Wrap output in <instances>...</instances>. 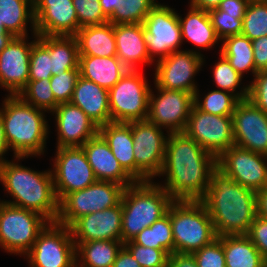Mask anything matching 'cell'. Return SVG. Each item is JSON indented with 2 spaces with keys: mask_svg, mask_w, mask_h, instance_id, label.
<instances>
[{
  "mask_svg": "<svg viewBox=\"0 0 267 267\" xmlns=\"http://www.w3.org/2000/svg\"><path fill=\"white\" fill-rule=\"evenodd\" d=\"M217 169V157L184 132L168 133L165 157L159 176L161 185L174 200H201Z\"/></svg>",
  "mask_w": 267,
  "mask_h": 267,
  "instance_id": "1",
  "label": "cell"
},
{
  "mask_svg": "<svg viewBox=\"0 0 267 267\" xmlns=\"http://www.w3.org/2000/svg\"><path fill=\"white\" fill-rule=\"evenodd\" d=\"M201 201L217 237L247 235L257 216L256 192L235 182L218 168L212 173Z\"/></svg>",
  "mask_w": 267,
  "mask_h": 267,
  "instance_id": "2",
  "label": "cell"
},
{
  "mask_svg": "<svg viewBox=\"0 0 267 267\" xmlns=\"http://www.w3.org/2000/svg\"><path fill=\"white\" fill-rule=\"evenodd\" d=\"M0 182L13 197V201L2 202L34 211L49 222H56L59 201L50 170L38 172L19 165L18 162L7 161L0 167Z\"/></svg>",
  "mask_w": 267,
  "mask_h": 267,
  "instance_id": "3",
  "label": "cell"
},
{
  "mask_svg": "<svg viewBox=\"0 0 267 267\" xmlns=\"http://www.w3.org/2000/svg\"><path fill=\"white\" fill-rule=\"evenodd\" d=\"M0 114L5 138L14 151L15 160L44 154L49 127L43 110L25 102L19 95H8Z\"/></svg>",
  "mask_w": 267,
  "mask_h": 267,
  "instance_id": "4",
  "label": "cell"
},
{
  "mask_svg": "<svg viewBox=\"0 0 267 267\" xmlns=\"http://www.w3.org/2000/svg\"><path fill=\"white\" fill-rule=\"evenodd\" d=\"M154 183L136 182L125 188L121 199L123 243L132 240L144 228L165 216L174 201L162 186Z\"/></svg>",
  "mask_w": 267,
  "mask_h": 267,
  "instance_id": "5",
  "label": "cell"
},
{
  "mask_svg": "<svg viewBox=\"0 0 267 267\" xmlns=\"http://www.w3.org/2000/svg\"><path fill=\"white\" fill-rule=\"evenodd\" d=\"M167 214L172 225L174 253L192 254L217 238L201 200H174Z\"/></svg>",
  "mask_w": 267,
  "mask_h": 267,
  "instance_id": "6",
  "label": "cell"
},
{
  "mask_svg": "<svg viewBox=\"0 0 267 267\" xmlns=\"http://www.w3.org/2000/svg\"><path fill=\"white\" fill-rule=\"evenodd\" d=\"M49 221L31 210L0 201V246L8 253L25 255Z\"/></svg>",
  "mask_w": 267,
  "mask_h": 267,
  "instance_id": "7",
  "label": "cell"
},
{
  "mask_svg": "<svg viewBox=\"0 0 267 267\" xmlns=\"http://www.w3.org/2000/svg\"><path fill=\"white\" fill-rule=\"evenodd\" d=\"M150 86L138 70H127L109 90L111 122L130 123L147 120Z\"/></svg>",
  "mask_w": 267,
  "mask_h": 267,
  "instance_id": "8",
  "label": "cell"
},
{
  "mask_svg": "<svg viewBox=\"0 0 267 267\" xmlns=\"http://www.w3.org/2000/svg\"><path fill=\"white\" fill-rule=\"evenodd\" d=\"M125 187L111 181H96L88 187L67 194L59 202L57 223L70 227L87 214L102 211L121 202Z\"/></svg>",
  "mask_w": 267,
  "mask_h": 267,
  "instance_id": "9",
  "label": "cell"
},
{
  "mask_svg": "<svg viewBox=\"0 0 267 267\" xmlns=\"http://www.w3.org/2000/svg\"><path fill=\"white\" fill-rule=\"evenodd\" d=\"M25 256L30 267H76V245L70 227L49 222Z\"/></svg>",
  "mask_w": 267,
  "mask_h": 267,
  "instance_id": "10",
  "label": "cell"
},
{
  "mask_svg": "<svg viewBox=\"0 0 267 267\" xmlns=\"http://www.w3.org/2000/svg\"><path fill=\"white\" fill-rule=\"evenodd\" d=\"M167 136L162 128L148 120L132 122V138L135 158V181H152L161 172Z\"/></svg>",
  "mask_w": 267,
  "mask_h": 267,
  "instance_id": "11",
  "label": "cell"
},
{
  "mask_svg": "<svg viewBox=\"0 0 267 267\" xmlns=\"http://www.w3.org/2000/svg\"><path fill=\"white\" fill-rule=\"evenodd\" d=\"M51 170L55 193L60 202L67 194L82 190L97 181L83 148H57Z\"/></svg>",
  "mask_w": 267,
  "mask_h": 267,
  "instance_id": "12",
  "label": "cell"
},
{
  "mask_svg": "<svg viewBox=\"0 0 267 267\" xmlns=\"http://www.w3.org/2000/svg\"><path fill=\"white\" fill-rule=\"evenodd\" d=\"M167 5L158 3L144 19L143 35L149 57L154 61L178 51L181 46V27L178 14Z\"/></svg>",
  "mask_w": 267,
  "mask_h": 267,
  "instance_id": "13",
  "label": "cell"
},
{
  "mask_svg": "<svg viewBox=\"0 0 267 267\" xmlns=\"http://www.w3.org/2000/svg\"><path fill=\"white\" fill-rule=\"evenodd\" d=\"M184 133L217 158L235 145L232 116H219L192 107Z\"/></svg>",
  "mask_w": 267,
  "mask_h": 267,
  "instance_id": "14",
  "label": "cell"
},
{
  "mask_svg": "<svg viewBox=\"0 0 267 267\" xmlns=\"http://www.w3.org/2000/svg\"><path fill=\"white\" fill-rule=\"evenodd\" d=\"M217 168L255 192L267 187V155L234 145L217 158Z\"/></svg>",
  "mask_w": 267,
  "mask_h": 267,
  "instance_id": "15",
  "label": "cell"
},
{
  "mask_svg": "<svg viewBox=\"0 0 267 267\" xmlns=\"http://www.w3.org/2000/svg\"><path fill=\"white\" fill-rule=\"evenodd\" d=\"M156 89L159 94L157 96L153 94L152 89L150 90L147 120L167 129V134L184 132L194 106V94L162 87Z\"/></svg>",
  "mask_w": 267,
  "mask_h": 267,
  "instance_id": "16",
  "label": "cell"
},
{
  "mask_svg": "<svg viewBox=\"0 0 267 267\" xmlns=\"http://www.w3.org/2000/svg\"><path fill=\"white\" fill-rule=\"evenodd\" d=\"M156 62L155 87L192 94L198 90L193 77L201 70L203 54L194 50H178Z\"/></svg>",
  "mask_w": 267,
  "mask_h": 267,
  "instance_id": "17",
  "label": "cell"
},
{
  "mask_svg": "<svg viewBox=\"0 0 267 267\" xmlns=\"http://www.w3.org/2000/svg\"><path fill=\"white\" fill-rule=\"evenodd\" d=\"M232 118L235 145L267 155V113L244 99L238 102Z\"/></svg>",
  "mask_w": 267,
  "mask_h": 267,
  "instance_id": "18",
  "label": "cell"
},
{
  "mask_svg": "<svg viewBox=\"0 0 267 267\" xmlns=\"http://www.w3.org/2000/svg\"><path fill=\"white\" fill-rule=\"evenodd\" d=\"M30 43L27 36L12 37L0 53V86L9 95H18L29 81V60L33 43L38 35L34 34Z\"/></svg>",
  "mask_w": 267,
  "mask_h": 267,
  "instance_id": "19",
  "label": "cell"
},
{
  "mask_svg": "<svg viewBox=\"0 0 267 267\" xmlns=\"http://www.w3.org/2000/svg\"><path fill=\"white\" fill-rule=\"evenodd\" d=\"M37 35L75 36L79 23L72 0H33Z\"/></svg>",
  "mask_w": 267,
  "mask_h": 267,
  "instance_id": "20",
  "label": "cell"
},
{
  "mask_svg": "<svg viewBox=\"0 0 267 267\" xmlns=\"http://www.w3.org/2000/svg\"><path fill=\"white\" fill-rule=\"evenodd\" d=\"M122 215L123 208L120 202L114 207L80 217L70 226L74 243L96 240L122 241Z\"/></svg>",
  "mask_w": 267,
  "mask_h": 267,
  "instance_id": "21",
  "label": "cell"
},
{
  "mask_svg": "<svg viewBox=\"0 0 267 267\" xmlns=\"http://www.w3.org/2000/svg\"><path fill=\"white\" fill-rule=\"evenodd\" d=\"M52 114L56 115L58 131L56 148L80 147L99 132V127L71 102L58 104Z\"/></svg>",
  "mask_w": 267,
  "mask_h": 267,
  "instance_id": "22",
  "label": "cell"
},
{
  "mask_svg": "<svg viewBox=\"0 0 267 267\" xmlns=\"http://www.w3.org/2000/svg\"><path fill=\"white\" fill-rule=\"evenodd\" d=\"M81 147L97 181H111L123 185L125 188L136 183L122 168L108 143L99 133L87 140Z\"/></svg>",
  "mask_w": 267,
  "mask_h": 267,
  "instance_id": "23",
  "label": "cell"
},
{
  "mask_svg": "<svg viewBox=\"0 0 267 267\" xmlns=\"http://www.w3.org/2000/svg\"><path fill=\"white\" fill-rule=\"evenodd\" d=\"M116 57L130 70H138L139 64H149L143 24H114Z\"/></svg>",
  "mask_w": 267,
  "mask_h": 267,
  "instance_id": "24",
  "label": "cell"
},
{
  "mask_svg": "<svg viewBox=\"0 0 267 267\" xmlns=\"http://www.w3.org/2000/svg\"><path fill=\"white\" fill-rule=\"evenodd\" d=\"M98 127L111 122L109 91L81 76L76 82L72 99Z\"/></svg>",
  "mask_w": 267,
  "mask_h": 267,
  "instance_id": "25",
  "label": "cell"
},
{
  "mask_svg": "<svg viewBox=\"0 0 267 267\" xmlns=\"http://www.w3.org/2000/svg\"><path fill=\"white\" fill-rule=\"evenodd\" d=\"M108 143L122 168L135 180V158L132 138V122H110L99 127L98 132Z\"/></svg>",
  "mask_w": 267,
  "mask_h": 267,
  "instance_id": "26",
  "label": "cell"
},
{
  "mask_svg": "<svg viewBox=\"0 0 267 267\" xmlns=\"http://www.w3.org/2000/svg\"><path fill=\"white\" fill-rule=\"evenodd\" d=\"M80 76L110 90L129 70L116 56H79Z\"/></svg>",
  "mask_w": 267,
  "mask_h": 267,
  "instance_id": "27",
  "label": "cell"
},
{
  "mask_svg": "<svg viewBox=\"0 0 267 267\" xmlns=\"http://www.w3.org/2000/svg\"><path fill=\"white\" fill-rule=\"evenodd\" d=\"M75 38L78 43L79 56H116L112 23L82 27L75 34Z\"/></svg>",
  "mask_w": 267,
  "mask_h": 267,
  "instance_id": "28",
  "label": "cell"
},
{
  "mask_svg": "<svg viewBox=\"0 0 267 267\" xmlns=\"http://www.w3.org/2000/svg\"><path fill=\"white\" fill-rule=\"evenodd\" d=\"M181 27V38L191 42L196 47L209 49L220 40L212 26L208 11L190 6V10L182 18L178 14Z\"/></svg>",
  "mask_w": 267,
  "mask_h": 267,
  "instance_id": "29",
  "label": "cell"
},
{
  "mask_svg": "<svg viewBox=\"0 0 267 267\" xmlns=\"http://www.w3.org/2000/svg\"><path fill=\"white\" fill-rule=\"evenodd\" d=\"M36 34L33 0H0V23L12 37H24L27 24Z\"/></svg>",
  "mask_w": 267,
  "mask_h": 267,
  "instance_id": "30",
  "label": "cell"
},
{
  "mask_svg": "<svg viewBox=\"0 0 267 267\" xmlns=\"http://www.w3.org/2000/svg\"><path fill=\"white\" fill-rule=\"evenodd\" d=\"M226 267H265V258L246 235L221 236Z\"/></svg>",
  "mask_w": 267,
  "mask_h": 267,
  "instance_id": "31",
  "label": "cell"
},
{
  "mask_svg": "<svg viewBox=\"0 0 267 267\" xmlns=\"http://www.w3.org/2000/svg\"><path fill=\"white\" fill-rule=\"evenodd\" d=\"M76 245V267H112L119 251L124 246L122 241L96 240ZM80 260V261H78Z\"/></svg>",
  "mask_w": 267,
  "mask_h": 267,
  "instance_id": "32",
  "label": "cell"
},
{
  "mask_svg": "<svg viewBox=\"0 0 267 267\" xmlns=\"http://www.w3.org/2000/svg\"><path fill=\"white\" fill-rule=\"evenodd\" d=\"M220 53H222L230 65L243 77L249 70L255 76L258 71L255 68L253 46L251 40L242 35H232L224 38Z\"/></svg>",
  "mask_w": 267,
  "mask_h": 267,
  "instance_id": "33",
  "label": "cell"
},
{
  "mask_svg": "<svg viewBox=\"0 0 267 267\" xmlns=\"http://www.w3.org/2000/svg\"><path fill=\"white\" fill-rule=\"evenodd\" d=\"M52 76L79 67V50L75 36H50Z\"/></svg>",
  "mask_w": 267,
  "mask_h": 267,
  "instance_id": "34",
  "label": "cell"
},
{
  "mask_svg": "<svg viewBox=\"0 0 267 267\" xmlns=\"http://www.w3.org/2000/svg\"><path fill=\"white\" fill-rule=\"evenodd\" d=\"M132 241L145 247L163 249L169 254L174 253V241L170 216L166 214L155 221L150 227L144 228Z\"/></svg>",
  "mask_w": 267,
  "mask_h": 267,
  "instance_id": "35",
  "label": "cell"
},
{
  "mask_svg": "<svg viewBox=\"0 0 267 267\" xmlns=\"http://www.w3.org/2000/svg\"><path fill=\"white\" fill-rule=\"evenodd\" d=\"M156 0H116V10L108 18L114 24H143Z\"/></svg>",
  "mask_w": 267,
  "mask_h": 267,
  "instance_id": "36",
  "label": "cell"
},
{
  "mask_svg": "<svg viewBox=\"0 0 267 267\" xmlns=\"http://www.w3.org/2000/svg\"><path fill=\"white\" fill-rule=\"evenodd\" d=\"M197 90L194 93V105L203 112L219 116H232L240 99L233 93L223 90L208 92L204 99L199 100L200 94Z\"/></svg>",
  "mask_w": 267,
  "mask_h": 267,
  "instance_id": "37",
  "label": "cell"
},
{
  "mask_svg": "<svg viewBox=\"0 0 267 267\" xmlns=\"http://www.w3.org/2000/svg\"><path fill=\"white\" fill-rule=\"evenodd\" d=\"M51 77L50 36L38 35L31 48L29 80L50 79Z\"/></svg>",
  "mask_w": 267,
  "mask_h": 267,
  "instance_id": "38",
  "label": "cell"
},
{
  "mask_svg": "<svg viewBox=\"0 0 267 267\" xmlns=\"http://www.w3.org/2000/svg\"><path fill=\"white\" fill-rule=\"evenodd\" d=\"M18 95L25 102L44 112H53L59 104L51 90L50 79L29 80Z\"/></svg>",
  "mask_w": 267,
  "mask_h": 267,
  "instance_id": "39",
  "label": "cell"
},
{
  "mask_svg": "<svg viewBox=\"0 0 267 267\" xmlns=\"http://www.w3.org/2000/svg\"><path fill=\"white\" fill-rule=\"evenodd\" d=\"M213 77L220 90L233 93L240 100L248 98V85L241 88L240 92L235 93L237 87H240L243 77L230 65L222 53H220V60L214 66Z\"/></svg>",
  "mask_w": 267,
  "mask_h": 267,
  "instance_id": "40",
  "label": "cell"
},
{
  "mask_svg": "<svg viewBox=\"0 0 267 267\" xmlns=\"http://www.w3.org/2000/svg\"><path fill=\"white\" fill-rule=\"evenodd\" d=\"M241 34L251 41L267 36V2L250 1L242 19Z\"/></svg>",
  "mask_w": 267,
  "mask_h": 267,
  "instance_id": "41",
  "label": "cell"
},
{
  "mask_svg": "<svg viewBox=\"0 0 267 267\" xmlns=\"http://www.w3.org/2000/svg\"><path fill=\"white\" fill-rule=\"evenodd\" d=\"M208 14L220 41L228 36L241 34L244 15H230L217 9L209 10Z\"/></svg>",
  "mask_w": 267,
  "mask_h": 267,
  "instance_id": "42",
  "label": "cell"
},
{
  "mask_svg": "<svg viewBox=\"0 0 267 267\" xmlns=\"http://www.w3.org/2000/svg\"><path fill=\"white\" fill-rule=\"evenodd\" d=\"M75 8L79 29L86 26L102 25L108 22L99 0H72Z\"/></svg>",
  "mask_w": 267,
  "mask_h": 267,
  "instance_id": "43",
  "label": "cell"
},
{
  "mask_svg": "<svg viewBox=\"0 0 267 267\" xmlns=\"http://www.w3.org/2000/svg\"><path fill=\"white\" fill-rule=\"evenodd\" d=\"M80 68L70 69L63 73H58L50 78V86L55 100L60 103L70 102L73 96L74 88Z\"/></svg>",
  "mask_w": 267,
  "mask_h": 267,
  "instance_id": "44",
  "label": "cell"
},
{
  "mask_svg": "<svg viewBox=\"0 0 267 267\" xmlns=\"http://www.w3.org/2000/svg\"><path fill=\"white\" fill-rule=\"evenodd\" d=\"M124 247L138 261L141 267H159L168 261L170 255L163 249H155L135 244L132 240L124 243Z\"/></svg>",
  "mask_w": 267,
  "mask_h": 267,
  "instance_id": "45",
  "label": "cell"
},
{
  "mask_svg": "<svg viewBox=\"0 0 267 267\" xmlns=\"http://www.w3.org/2000/svg\"><path fill=\"white\" fill-rule=\"evenodd\" d=\"M192 254L198 267H226L221 236Z\"/></svg>",
  "mask_w": 267,
  "mask_h": 267,
  "instance_id": "46",
  "label": "cell"
},
{
  "mask_svg": "<svg viewBox=\"0 0 267 267\" xmlns=\"http://www.w3.org/2000/svg\"><path fill=\"white\" fill-rule=\"evenodd\" d=\"M267 113V70L259 71L248 85V98Z\"/></svg>",
  "mask_w": 267,
  "mask_h": 267,
  "instance_id": "47",
  "label": "cell"
},
{
  "mask_svg": "<svg viewBox=\"0 0 267 267\" xmlns=\"http://www.w3.org/2000/svg\"><path fill=\"white\" fill-rule=\"evenodd\" d=\"M261 255L267 258V219L256 216L246 235Z\"/></svg>",
  "mask_w": 267,
  "mask_h": 267,
  "instance_id": "48",
  "label": "cell"
},
{
  "mask_svg": "<svg viewBox=\"0 0 267 267\" xmlns=\"http://www.w3.org/2000/svg\"><path fill=\"white\" fill-rule=\"evenodd\" d=\"M253 46V57L256 70H267V36L251 41Z\"/></svg>",
  "mask_w": 267,
  "mask_h": 267,
  "instance_id": "49",
  "label": "cell"
},
{
  "mask_svg": "<svg viewBox=\"0 0 267 267\" xmlns=\"http://www.w3.org/2000/svg\"><path fill=\"white\" fill-rule=\"evenodd\" d=\"M249 2L250 0H222L216 9L230 15H245Z\"/></svg>",
  "mask_w": 267,
  "mask_h": 267,
  "instance_id": "50",
  "label": "cell"
},
{
  "mask_svg": "<svg viewBox=\"0 0 267 267\" xmlns=\"http://www.w3.org/2000/svg\"><path fill=\"white\" fill-rule=\"evenodd\" d=\"M172 267H198L193 254L172 253L168 256Z\"/></svg>",
  "mask_w": 267,
  "mask_h": 267,
  "instance_id": "51",
  "label": "cell"
},
{
  "mask_svg": "<svg viewBox=\"0 0 267 267\" xmlns=\"http://www.w3.org/2000/svg\"><path fill=\"white\" fill-rule=\"evenodd\" d=\"M112 267H141L131 253L123 246L119 251Z\"/></svg>",
  "mask_w": 267,
  "mask_h": 267,
  "instance_id": "52",
  "label": "cell"
},
{
  "mask_svg": "<svg viewBox=\"0 0 267 267\" xmlns=\"http://www.w3.org/2000/svg\"><path fill=\"white\" fill-rule=\"evenodd\" d=\"M257 216L267 219V187L256 192Z\"/></svg>",
  "mask_w": 267,
  "mask_h": 267,
  "instance_id": "53",
  "label": "cell"
},
{
  "mask_svg": "<svg viewBox=\"0 0 267 267\" xmlns=\"http://www.w3.org/2000/svg\"><path fill=\"white\" fill-rule=\"evenodd\" d=\"M190 6L201 9L204 11H209L216 9L222 0H190Z\"/></svg>",
  "mask_w": 267,
  "mask_h": 267,
  "instance_id": "54",
  "label": "cell"
},
{
  "mask_svg": "<svg viewBox=\"0 0 267 267\" xmlns=\"http://www.w3.org/2000/svg\"><path fill=\"white\" fill-rule=\"evenodd\" d=\"M8 149L10 150L8 143L6 141L5 138V133H4V125H3V121H2V117L0 114V167L6 163L9 160H5L3 158V155L6 154V152L8 151Z\"/></svg>",
  "mask_w": 267,
  "mask_h": 267,
  "instance_id": "55",
  "label": "cell"
},
{
  "mask_svg": "<svg viewBox=\"0 0 267 267\" xmlns=\"http://www.w3.org/2000/svg\"><path fill=\"white\" fill-rule=\"evenodd\" d=\"M103 13L109 18L116 10V0H99Z\"/></svg>",
  "mask_w": 267,
  "mask_h": 267,
  "instance_id": "56",
  "label": "cell"
},
{
  "mask_svg": "<svg viewBox=\"0 0 267 267\" xmlns=\"http://www.w3.org/2000/svg\"><path fill=\"white\" fill-rule=\"evenodd\" d=\"M11 38V35H0V53L3 51L6 44L10 41Z\"/></svg>",
  "mask_w": 267,
  "mask_h": 267,
  "instance_id": "57",
  "label": "cell"
},
{
  "mask_svg": "<svg viewBox=\"0 0 267 267\" xmlns=\"http://www.w3.org/2000/svg\"><path fill=\"white\" fill-rule=\"evenodd\" d=\"M0 35H10L4 30L2 23H0Z\"/></svg>",
  "mask_w": 267,
  "mask_h": 267,
  "instance_id": "58",
  "label": "cell"
},
{
  "mask_svg": "<svg viewBox=\"0 0 267 267\" xmlns=\"http://www.w3.org/2000/svg\"><path fill=\"white\" fill-rule=\"evenodd\" d=\"M159 267H172L169 260Z\"/></svg>",
  "mask_w": 267,
  "mask_h": 267,
  "instance_id": "59",
  "label": "cell"
},
{
  "mask_svg": "<svg viewBox=\"0 0 267 267\" xmlns=\"http://www.w3.org/2000/svg\"><path fill=\"white\" fill-rule=\"evenodd\" d=\"M250 1H264V2H267V0H250Z\"/></svg>",
  "mask_w": 267,
  "mask_h": 267,
  "instance_id": "60",
  "label": "cell"
},
{
  "mask_svg": "<svg viewBox=\"0 0 267 267\" xmlns=\"http://www.w3.org/2000/svg\"><path fill=\"white\" fill-rule=\"evenodd\" d=\"M265 267H267V258L265 259Z\"/></svg>",
  "mask_w": 267,
  "mask_h": 267,
  "instance_id": "61",
  "label": "cell"
}]
</instances>
